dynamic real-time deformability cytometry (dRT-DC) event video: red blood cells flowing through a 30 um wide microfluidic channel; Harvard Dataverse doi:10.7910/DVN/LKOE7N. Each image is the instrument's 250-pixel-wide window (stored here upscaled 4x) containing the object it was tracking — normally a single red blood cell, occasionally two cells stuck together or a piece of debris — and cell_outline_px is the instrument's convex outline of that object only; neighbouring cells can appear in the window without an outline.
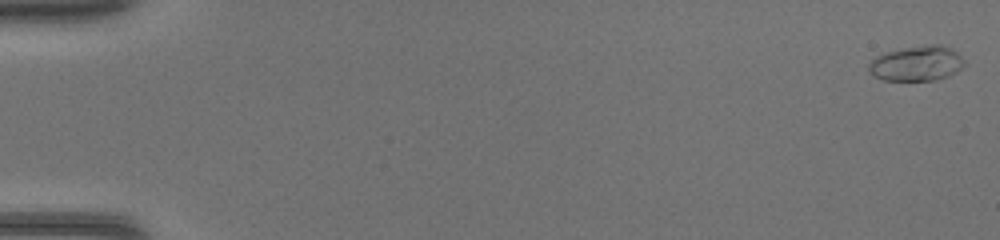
{"species": "common noctule bat (a hibernating species)", "species_latin": "Nyctalus noctula", "temperature_condition": "warm", "stored_images_in_passage": 47, "camera_frame_rate_fps": 3000, "um_per_image_px": 0.085, "animal": {"sex": "female", "body_mass_g": 17.0, "forearm_length_mm": 48.0}, "frame": {"image": 1, "passage_image": 1, "time_ms": 0.0, "image_size_px": [1000, 240], "cell_outline_px": [[964, 64], [956, 72], [948, 76], [936, 80], [884, 80], [872, 76], [868, 68], [868, 64], [876, 56], [884, 52], [900, 48], [932, 44], [940, 44], [952, 48], [964, 60]], "centroid_in_image_um": [77.89, 5.38], "position_along_channel_um": 7.1, "area_um2": 19.65}}
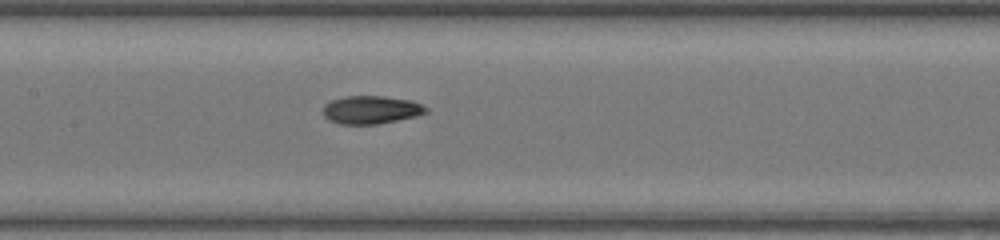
{"frame": {"image": 2, "passage_image": 24, "time_ms": 7.667, "image_size_px": [1000, 240], "cell_outline_px": [[428, 112], [416, 116], [376, 124], [340, 124], [328, 120], [324, 116], [324, 104], [332, 100], [348, 96], [384, 96], [412, 100], [428, 108]], "centroid_in_image_um": [31.55, 9.33], "position_along_channel_um": 175.9, "area_um2": 16.76}}
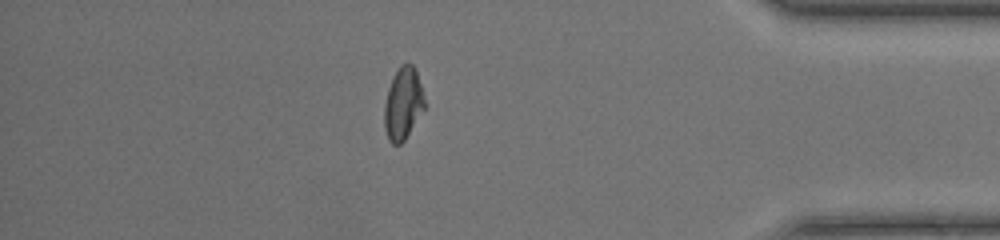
{"frame": {"image": 3, "passage_image": 41, "time_ms": 13.333, "image_size_px": [1000, 240], "cell_outline_px": [[424, 108], [404, 140], [400, 144], [392, 144], [388, 140], [384, 128], [384, 104], [388, 88], [392, 76], [400, 64], [412, 64], [416, 68], [424, 100]], "centroid_in_image_um": [34.22, 8.79], "position_along_channel_um": 401.0, "area_um2": 16.82}}